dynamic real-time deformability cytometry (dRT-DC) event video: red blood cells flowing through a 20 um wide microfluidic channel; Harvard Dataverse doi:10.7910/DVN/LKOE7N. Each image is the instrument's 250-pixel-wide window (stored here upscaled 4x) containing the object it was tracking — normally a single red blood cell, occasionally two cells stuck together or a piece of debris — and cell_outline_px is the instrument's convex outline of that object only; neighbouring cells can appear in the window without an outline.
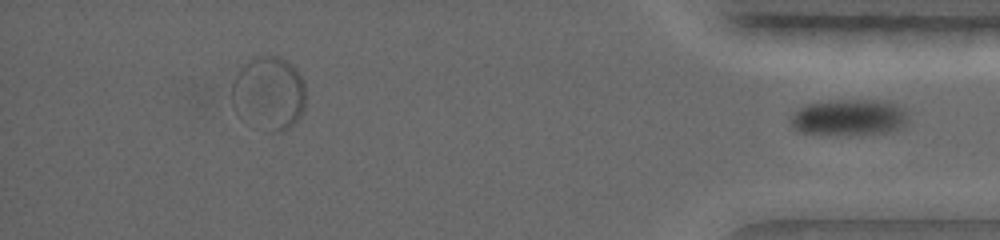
{"species": "common noctule bat (a hibernating species)", "species_latin": "Nyctalus noctula", "temperature_condition": "warm", "stored_images_in_passage": 43, "segment_of_instrument_passage": [2, 2], "camera_frame_rate_fps": 5000, "um_per_image_px": 0.085, "animal": {"sex": "female", "body_mass_g": 19.0, "forearm_length_mm": 56.7}, "frame": {"image": 1, "passage_image": 43, "time_ms": 10.2, "image_size_px": [1000, 240], "cell_outline_px": [[908, 120], [900, 128], [888, 132], [800, 132], [792, 128], [792, 116], [800, 108], [808, 104], [836, 100], [872, 100], [892, 104], [900, 108], [908, 116]], "centroid_in_image_um": [72.16, 9.94], "position_along_channel_um": 363.0, "area_um2": 23.29}}